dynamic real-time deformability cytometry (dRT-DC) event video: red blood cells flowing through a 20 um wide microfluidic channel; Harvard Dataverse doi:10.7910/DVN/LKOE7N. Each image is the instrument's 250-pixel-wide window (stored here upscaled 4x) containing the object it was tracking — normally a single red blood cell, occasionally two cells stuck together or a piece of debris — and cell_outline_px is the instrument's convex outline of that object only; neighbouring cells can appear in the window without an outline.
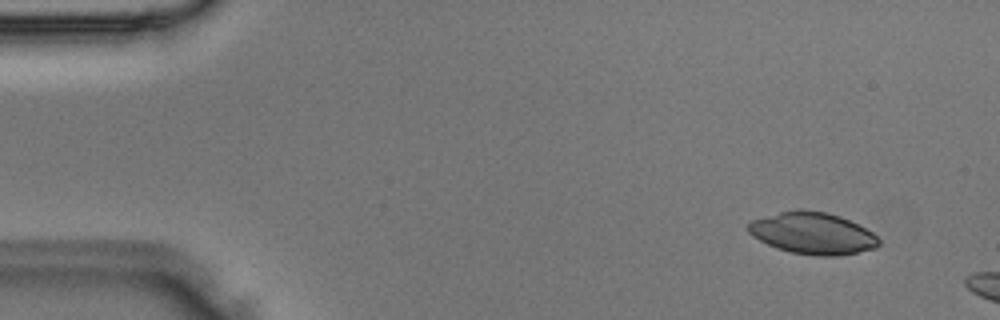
{"species": "Egyptian fruit bat (a non-hibernating species)", "species_latin": "Rousettus aegyptiacus", "temperature_condition": "room temperature", "stored_images_in_passage": 6, "camera_frame_rate_fps": 3000, "um_per_image_px": 0.085, "animal": {"sex": "male"}, "frame": {"image": 1, "passage_image": 1, "time_ms": 0.0, "image_size_px": [1000, 320], "cell_outline_px": [[880, 244], [876, 248], [836, 256], [816, 256], [792, 252], [776, 248], [752, 236], [748, 232], [748, 224], [752, 220], [780, 212], [800, 208], [804, 208], [828, 212], [840, 216], [872, 232], [880, 240]], "centroid_in_image_um": [69.07, 19.82], "position_along_channel_um": 15.9, "area_um2": 31.73}}